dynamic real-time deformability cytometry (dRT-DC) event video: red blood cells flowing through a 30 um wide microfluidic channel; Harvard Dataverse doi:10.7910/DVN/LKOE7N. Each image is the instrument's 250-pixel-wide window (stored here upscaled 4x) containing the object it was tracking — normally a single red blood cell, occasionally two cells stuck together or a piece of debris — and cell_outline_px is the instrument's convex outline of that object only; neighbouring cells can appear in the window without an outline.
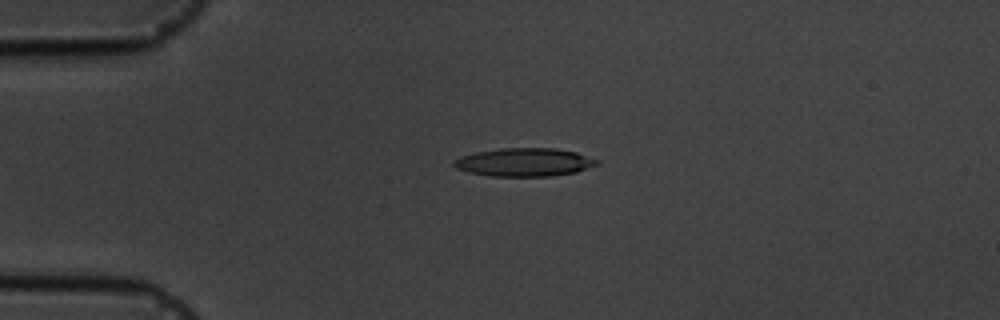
{"species": "common noctule bat (a hibernating species)", "species_latin": "Nyctalus noctula", "temperature_condition": "cold", "stored_images_in_passage": 4, "camera_frame_rate_fps": 3000, "um_per_image_px": 0.085, "animal": {"sex": "male", "body_mass_g": 19.5, "forearm_length_mm": 54.6}, "frame": {"image": 1, "passage_image": 2, "time_ms": 1.0, "image_size_px": [1000, 320], "cell_outline_px": [[600, 164], [576, 172], [552, 176], [492, 176], [468, 172], [456, 168], [452, 164], [452, 160], [460, 156], [476, 152], [500, 148], [556, 148], [576, 152], [600, 160]], "centroid_in_image_um": [44.58, 13.78], "position_along_channel_um": 40.4, "area_um2": 23.76}}
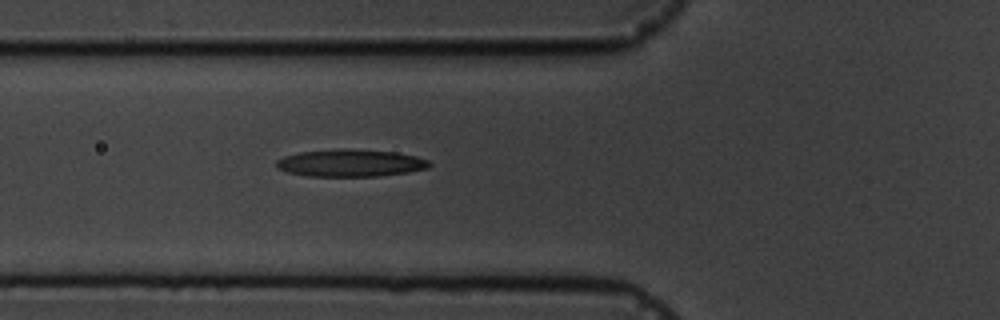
{"frame": {"image": 2, "passage_image": 4, "time_ms": 3.333, "image_size_px": [1000, 320], "cell_outline_px": [[432, 164], [428, 168], [408, 172], [376, 176], [308, 176], [288, 172], [276, 168], [276, 160], [284, 156], [300, 152], [340, 148], [344, 148], [396, 152], [416, 156], [428, 160]], "centroid_in_image_um": [29.78, 13.85], "position_along_channel_um": 96.0, "area_um2": 24.39}}